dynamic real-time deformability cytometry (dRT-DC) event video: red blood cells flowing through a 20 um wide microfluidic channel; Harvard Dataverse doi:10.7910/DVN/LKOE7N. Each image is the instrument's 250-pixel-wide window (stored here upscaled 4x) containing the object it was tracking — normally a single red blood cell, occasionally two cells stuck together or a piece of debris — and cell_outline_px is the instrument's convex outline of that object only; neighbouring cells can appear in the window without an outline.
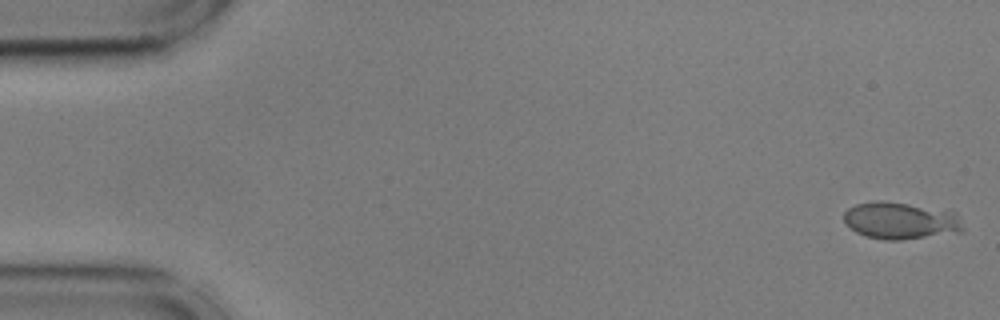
{"species": "common noctule bat (a hibernating species)", "species_latin": "Nyctalus noctula", "temperature_condition": "cold", "stored_images_in_passage": 11, "camera_frame_rate_fps": 3000, "um_per_image_px": 0.085, "animal": {"sex": "male", "body_mass_g": 17.9, "forearm_length_mm": 54.2}, "frame": {"image": 1, "passage_image": 1, "time_ms": 0.0, "image_size_px": [1000, 320], "cell_outline_px": [[964, 232], [900, 240], [884, 240], [868, 236], [856, 232], [844, 220], [844, 212], [848, 208], [856, 204], [880, 200], [908, 204], [956, 212], [964, 228]], "centroid_in_image_um": [76.58, 18.76], "position_along_channel_um": 8.4, "area_um2": 25.55}}